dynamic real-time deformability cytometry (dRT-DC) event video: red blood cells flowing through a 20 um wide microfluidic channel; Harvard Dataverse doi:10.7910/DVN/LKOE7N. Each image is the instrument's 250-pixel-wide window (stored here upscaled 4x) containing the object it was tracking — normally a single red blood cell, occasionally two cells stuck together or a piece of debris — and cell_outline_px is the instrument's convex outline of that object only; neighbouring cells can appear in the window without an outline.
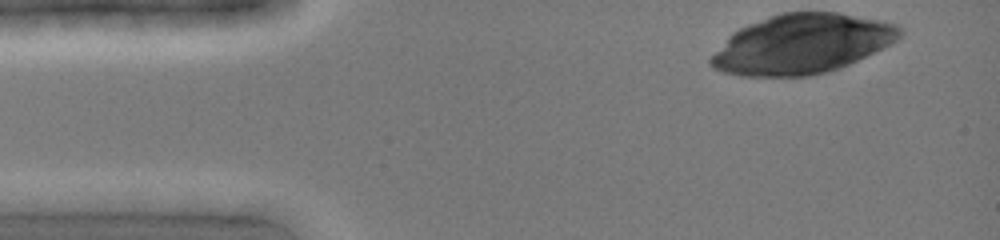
{"species": "common noctule bat (a hibernating species)", "species_latin": "Nyctalus noctula", "temperature_condition": "cold", "stored_images_in_passage": 2, "camera_frame_rate_fps": 3000, "um_per_image_px": 0.085, "animal": {"sex": "female", "body_mass_g": 19.0, "forearm_length_mm": 51.5}, "frame": {"image": 1, "passage_image": 1, "time_ms": 0.0, "image_size_px": [1000, 240], "cell_outline_px": [[144, 200], [108, 212], [88, 212], [28, 200], [72, 192], [124, 192]], "centroid_in_image_um": [7.72, 17.08], "position_along_channel_um": 77.3, "area_um2": 10.75}}